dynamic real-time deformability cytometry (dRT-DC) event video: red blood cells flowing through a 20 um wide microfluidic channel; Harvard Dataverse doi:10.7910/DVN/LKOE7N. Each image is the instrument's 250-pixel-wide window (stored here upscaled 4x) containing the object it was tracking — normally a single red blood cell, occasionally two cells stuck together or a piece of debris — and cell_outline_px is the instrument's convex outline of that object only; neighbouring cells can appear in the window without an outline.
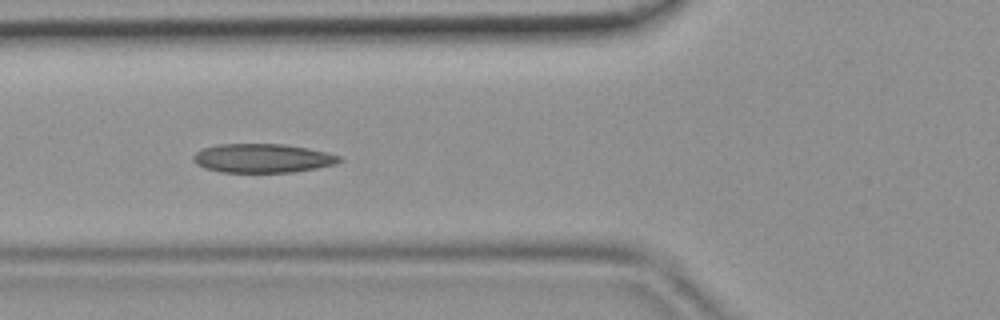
{"species": "common noctule bat (a hibernating species)", "species_latin": "Nyctalus noctula", "temperature_condition": "room temperature", "stored_images_in_passage": 46, "camera_frame_rate_fps": 3000, "um_per_image_px": 0.085, "animal": {"sex": "female", "body_mass_g": 19.9}, "frame": {"image": 1, "passage_image": 17, "time_ms": 5.333, "image_size_px": [1000, 320], "cell_outline_px": [[344, 160], [336, 164], [316, 168], [292, 172], [220, 172], [204, 168], [196, 164], [192, 160], [192, 156], [196, 152], [204, 148], [216, 144], [284, 144], [308, 148], [328, 152], [340, 156]], "centroid_in_image_um": [22.32, 13.45], "position_along_channel_um": 103.5, "area_um2": 24.8}}
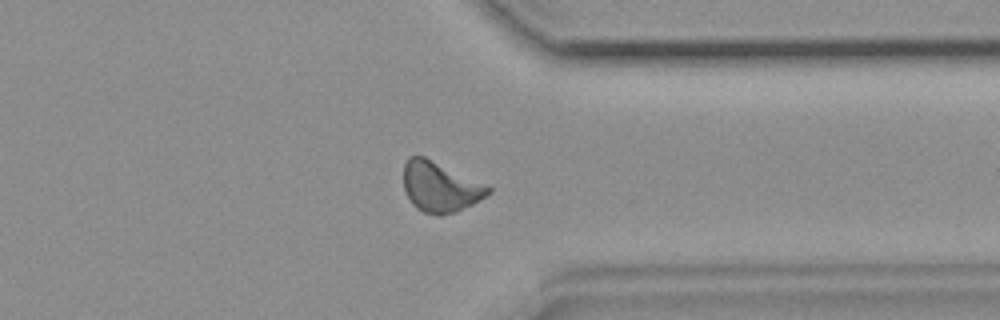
{"frame": {"image": 2, "passage_image": 36, "time_ms": 11.667, "image_size_px": [1000, 320], "cell_outline_px": [[492, 192], [472, 204], [456, 212], [440, 216], [436, 216], [424, 212], [416, 208], [412, 204], [404, 192], [404, 164], [408, 156], [424, 156], [488, 184], [492, 188]], "centroid_in_image_um": [37.42, 15.89], "position_along_channel_um": 374.0, "area_um2": 25.09}}
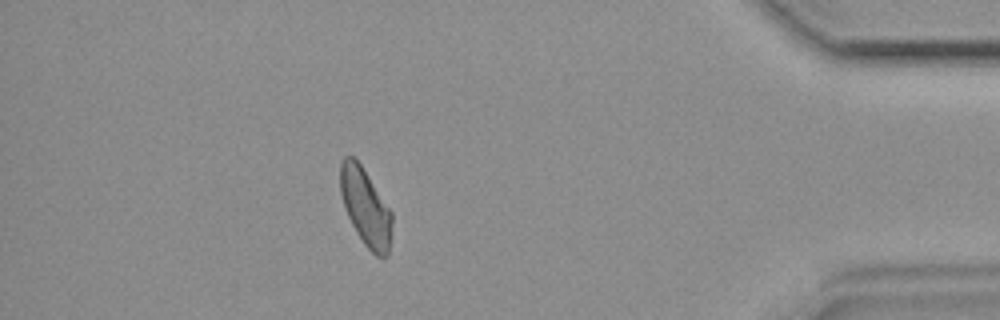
{"frame": {"image": 3, "passage_image": 41, "time_ms": 13.333, "image_size_px": [1000, 320], "cell_outline_px": [[392, 224], [388, 256], [376, 256], [364, 244], [356, 232], [348, 216], [340, 192], [340, 160], [344, 156], [352, 156], [360, 164], [392, 212]], "centroid_in_image_um": [31.06, 17.6], "position_along_channel_um": 404.1, "area_um2": 23.0}}